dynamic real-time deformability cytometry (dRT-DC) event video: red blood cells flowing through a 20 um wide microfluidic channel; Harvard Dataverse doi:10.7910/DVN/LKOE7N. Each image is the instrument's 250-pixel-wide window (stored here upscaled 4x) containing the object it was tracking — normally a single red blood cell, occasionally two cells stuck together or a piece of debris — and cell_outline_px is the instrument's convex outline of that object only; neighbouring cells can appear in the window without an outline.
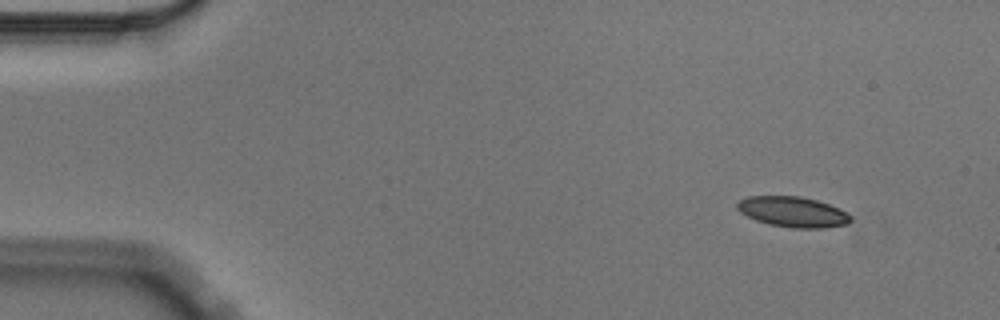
{"species": "Egyptian fruit bat (a non-hibernating species)", "species_latin": "Rousettus aegyptiacus", "temperature_condition": "cold", "stored_images_in_passage": 5, "camera_frame_rate_fps": 3000, "um_per_image_px": 0.085, "animal": {"sex": "male"}, "frame": {"image": 1, "passage_image": 1, "time_ms": 0.0, "image_size_px": [1000, 320], "cell_outline_px": [[852, 220], [848, 224], [824, 228], [792, 228], [768, 224], [756, 220], [740, 212], [736, 208], [736, 204], [740, 200], [748, 196], [800, 196], [816, 200], [840, 208], [852, 216]], "centroid_in_image_um": [67.41, 18.01], "position_along_channel_um": 17.6, "area_um2": 20.23}}
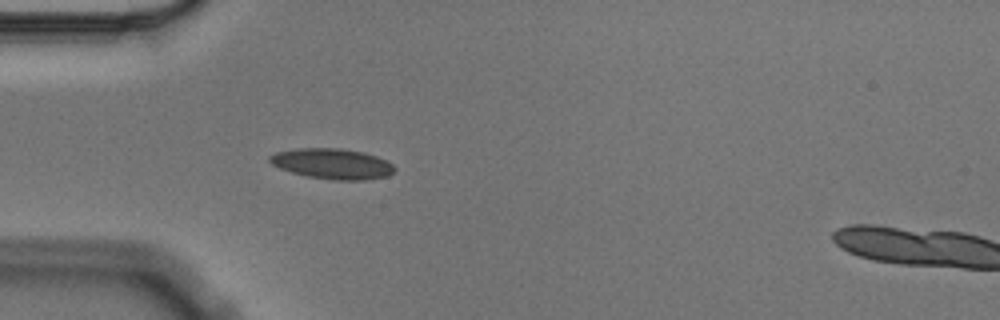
{"frame": {"image": 2, "passage_image": 4, "time_ms": 1.0, "image_size_px": [1000, 320], "cell_outline_px": [[396, 172], [388, 176], [364, 180], [332, 180], [308, 176], [292, 172], [280, 168], [272, 164], [268, 160], [268, 156], [276, 152], [296, 148], [340, 148], [364, 152], [376, 156], [392, 164], [396, 168]], "centroid_in_image_um": [28.26, 13.92], "position_along_channel_um": 56.7, "area_um2": 22.25}}